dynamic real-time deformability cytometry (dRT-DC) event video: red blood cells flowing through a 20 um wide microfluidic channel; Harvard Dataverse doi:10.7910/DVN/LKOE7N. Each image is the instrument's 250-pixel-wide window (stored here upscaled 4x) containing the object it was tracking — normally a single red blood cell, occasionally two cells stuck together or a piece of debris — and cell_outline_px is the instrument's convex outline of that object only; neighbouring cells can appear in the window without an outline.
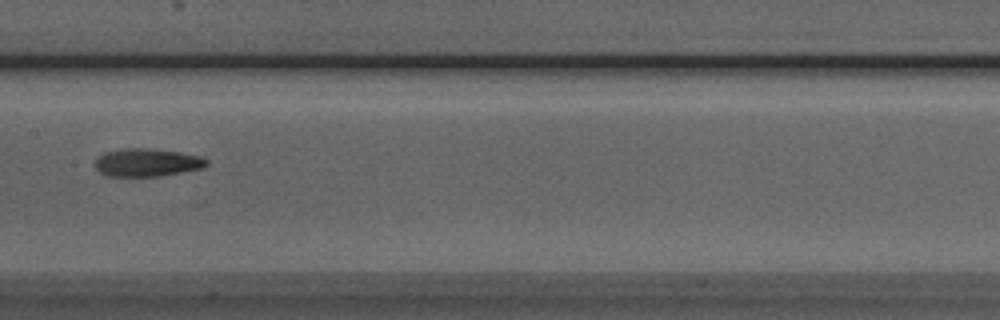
{"species": "Egyptian fruit bat (a non-hibernating species)", "species_latin": "Rousettus aegyptiacus", "temperature_condition": "room temperature", "stored_images_in_passage": 8, "camera_frame_rate_fps": 3000, "um_per_image_px": 0.085, "animal": {"sex": "male"}, "frame": {"image": 1, "passage_image": 8, "time_ms": 9.0, "image_size_px": [1000, 320], "cell_outline_px": [[208, 164], [204, 168], [160, 176], [108, 176], [100, 172], [96, 168], [96, 160], [104, 152], [128, 148], [144, 148], [180, 152], [200, 156], [208, 160]], "centroid_in_image_um": [12.53, 13.82], "position_along_channel_um": 194.9, "area_um2": 18.03}}